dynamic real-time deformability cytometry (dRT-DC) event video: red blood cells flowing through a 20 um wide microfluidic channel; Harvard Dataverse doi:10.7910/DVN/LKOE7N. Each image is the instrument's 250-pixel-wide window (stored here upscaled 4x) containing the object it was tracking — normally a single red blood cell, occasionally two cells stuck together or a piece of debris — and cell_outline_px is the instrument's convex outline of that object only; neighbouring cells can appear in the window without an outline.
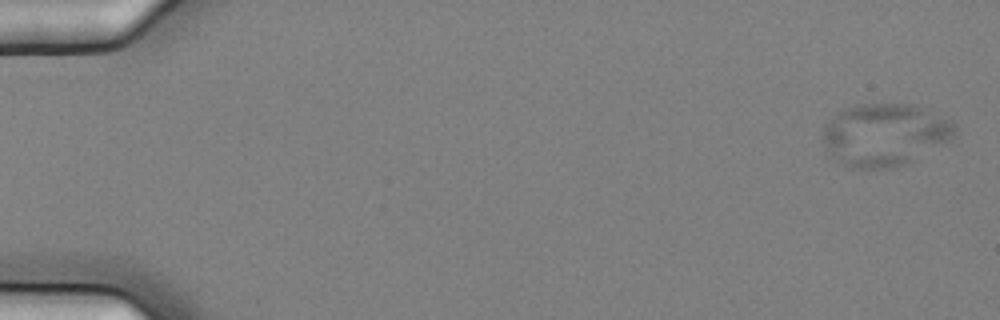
{"species": "common noctule bat (a hibernating species)", "species_latin": "Nyctalus noctula", "temperature_condition": "cold", "stored_images_in_passage": 5, "camera_frame_rate_fps": 3000, "um_per_image_px": 0.085, "animal": {"sex": "female", "body_mass_g": 25.1}, "frame": {"image": 1, "passage_image": 1, "time_ms": 0.0, "image_size_px": [1000, 320], "cell_outline_px": [[956, 136], [908, 164], [884, 168], [852, 168], [824, 148], [824, 128], [832, 116], [836, 112], [844, 108], [856, 104], [912, 104], [924, 108], [952, 120], [956, 124]], "centroid_in_image_um": [75.25, 11.42], "position_along_channel_um": 9.7, "area_um2": 47.86}}
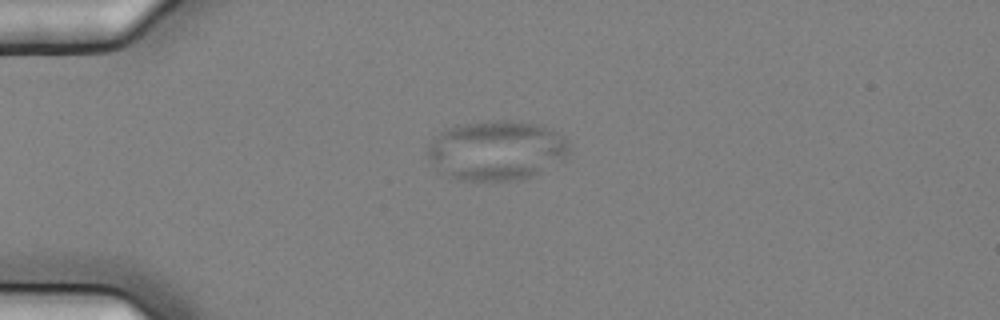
{"frame": {"image": 2, "passage_image": 4, "time_ms": 1.0, "image_size_px": [1000, 320], "cell_outline_px": [[568, 152], [564, 160], [532, 176], [520, 180], [460, 180], [436, 172], [428, 160], [428, 144], [444, 128], [456, 124], [492, 120], [512, 120], [540, 124], [552, 128], [564, 136], [568, 140]], "centroid_in_image_um": [42.18, 12.77], "position_along_channel_um": 42.8, "area_um2": 50.17}}